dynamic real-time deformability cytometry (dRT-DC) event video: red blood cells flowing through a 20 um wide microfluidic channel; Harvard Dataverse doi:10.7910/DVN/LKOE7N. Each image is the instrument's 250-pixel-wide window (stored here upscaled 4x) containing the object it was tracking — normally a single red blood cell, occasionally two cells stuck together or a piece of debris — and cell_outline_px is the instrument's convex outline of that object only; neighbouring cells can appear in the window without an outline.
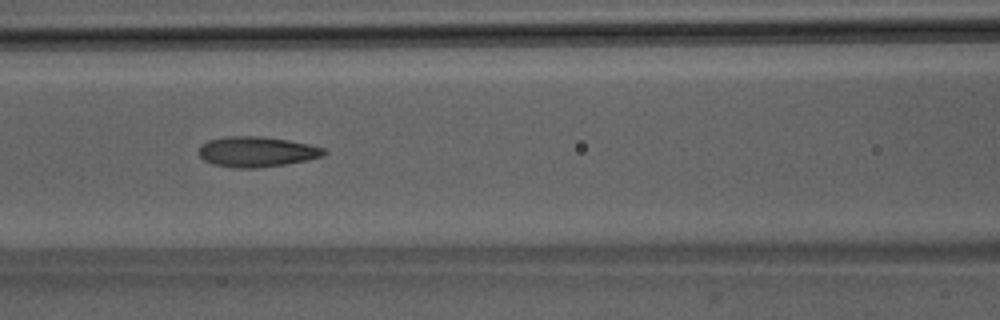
{"species": "Egyptian fruit bat (a non-hibernating species)", "species_latin": "Rousettus aegyptiacus", "temperature_condition": "room temperature", "stored_images_in_passage": 12, "camera_frame_rate_fps": 3000, "um_per_image_px": 0.085, "animal": {"sex": "male"}, "frame": {"image": 1, "passage_image": 10, "time_ms": 3.0, "image_size_px": [1000, 320], "cell_outline_px": [[328, 152], [324, 156], [308, 160], [284, 164], [256, 168], [232, 168], [212, 164], [204, 160], [200, 156], [200, 144], [208, 140], [224, 136], [260, 136], [288, 140], [308, 144], [324, 148]], "centroid_in_image_um": [21.81, 12.9], "position_along_channel_um": 144.8, "area_um2": 22.25}}